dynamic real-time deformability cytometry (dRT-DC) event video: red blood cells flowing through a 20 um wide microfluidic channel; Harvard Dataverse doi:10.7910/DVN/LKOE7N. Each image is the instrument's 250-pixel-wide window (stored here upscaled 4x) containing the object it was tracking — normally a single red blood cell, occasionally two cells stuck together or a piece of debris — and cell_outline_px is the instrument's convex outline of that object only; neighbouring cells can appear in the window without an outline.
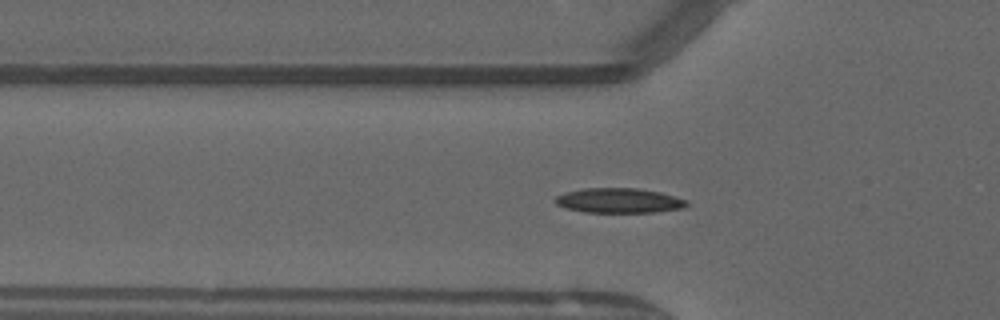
{"species": "common noctule bat (a hibernating species)", "species_latin": "Nyctalus noctula", "temperature_condition": "warm", "stored_images_in_passage": 38, "segment_of_instrument_passage": [1, 2], "camera_frame_rate_fps": 3000, "um_per_image_px": 0.085, "animal": {"sex": "male", "forearm_length_mm": 52.5}, "frame": {"image": 1, "passage_image": 3, "time_ms": 0.667, "image_size_px": [1000, 320], "cell_outline_px": [[688, 204], [684, 208], [656, 212], [584, 212], [564, 208], [556, 204], [552, 200], [556, 196], [564, 192], [584, 188], [636, 188], [660, 192], [688, 200]], "centroid_in_image_um": [52.58, 17.05], "position_along_channel_um": 73.2, "area_um2": 19.19}}
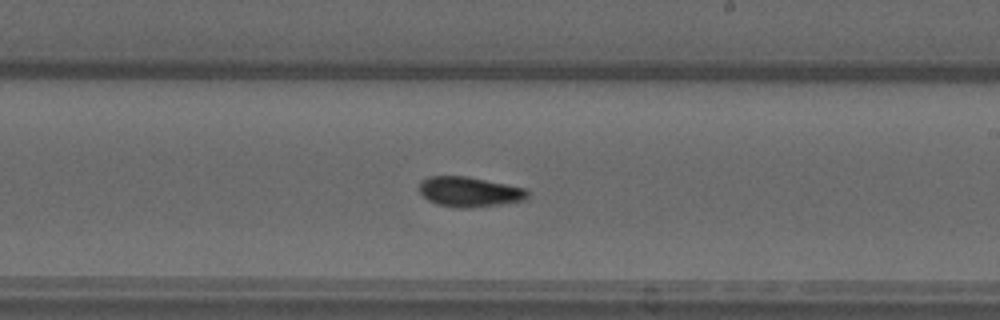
{"frame": {"image": 2, "passage_image": 16, "time_ms": 5.0, "image_size_px": [1000, 320], "cell_outline_px": [[528, 196], [524, 200], [500, 204], [468, 208], [460, 208], [436, 204], [428, 200], [420, 192], [420, 180], [428, 176], [468, 176], [528, 188]], "centroid_in_image_um": [39.91, 16.29], "position_along_channel_um": 249.1, "area_um2": 19.07}}
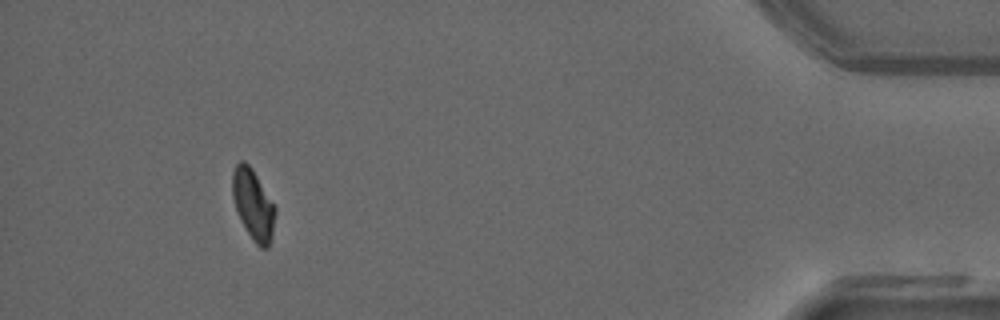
{"frame": {"image": 3, "passage_image": 33, "time_ms": 10.667, "image_size_px": [1000, 320], "cell_outline_px": [[276, 212], [272, 236], [268, 248], [260, 248], [256, 244], [240, 220], [232, 196], [232, 172], [236, 164], [240, 160], [244, 160], [252, 168], [276, 208]], "centroid_in_image_um": [21.51, 17.37], "position_along_channel_um": 413.7, "area_um2": 17.51}}